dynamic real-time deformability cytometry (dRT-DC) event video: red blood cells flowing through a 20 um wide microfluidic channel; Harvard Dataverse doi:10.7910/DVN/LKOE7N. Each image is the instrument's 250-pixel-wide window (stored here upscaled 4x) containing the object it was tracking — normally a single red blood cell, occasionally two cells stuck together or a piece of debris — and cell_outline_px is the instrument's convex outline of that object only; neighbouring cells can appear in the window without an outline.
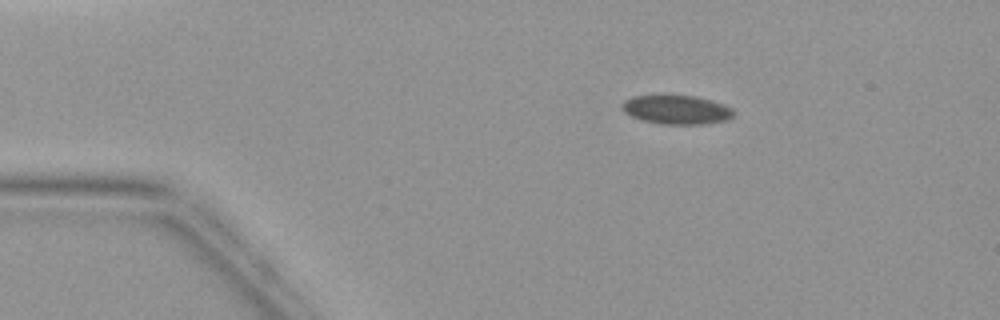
{"species": "common noctule bat (a hibernating species)", "species_latin": "Nyctalus noctula", "temperature_condition": "warm", "stored_images_in_passage": 4, "camera_frame_rate_fps": 3000, "um_per_image_px": 0.085, "animal": {"sex": "female", "body_mass_g": 19.9}, "frame": {"image": 1, "passage_image": 3, "time_ms": 2.333, "image_size_px": [1000, 320], "cell_outline_px": [[736, 112], [728, 120], [704, 124], [660, 124], [644, 120], [632, 116], [624, 112], [620, 108], [620, 104], [624, 100], [632, 96], [660, 92], [668, 92], [696, 96], [712, 100], [724, 104], [732, 108]], "centroid_in_image_um": [57.46, 9.26], "position_along_channel_um": 27.5, "area_um2": 19.94}}